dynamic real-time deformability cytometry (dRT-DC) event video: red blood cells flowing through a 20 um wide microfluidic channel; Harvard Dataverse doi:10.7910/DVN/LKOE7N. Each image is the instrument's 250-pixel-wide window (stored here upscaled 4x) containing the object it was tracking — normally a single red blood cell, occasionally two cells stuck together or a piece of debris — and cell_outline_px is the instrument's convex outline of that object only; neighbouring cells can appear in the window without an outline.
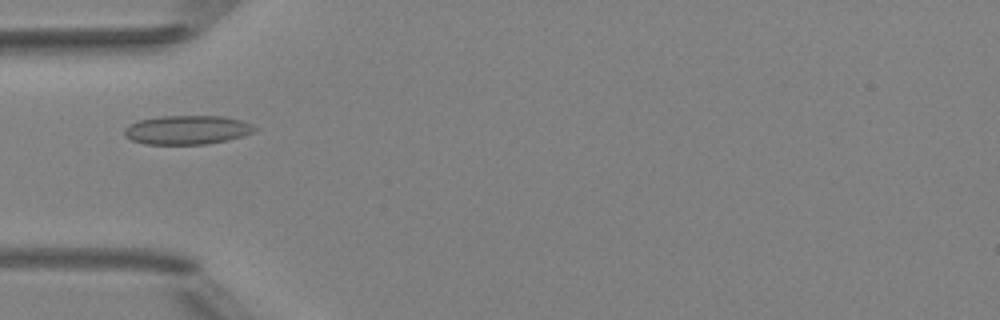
{"species": "Egyptian fruit bat (a non-hibernating species)", "species_latin": "Rousettus aegyptiacus", "temperature_condition": "room temperature", "stored_images_in_passage": 5, "camera_frame_rate_fps": 3000, "um_per_image_px": 0.085, "animal": {"sex": "female"}, "frame": {"image": 1, "passage_image": 5, "time_ms": 4.667, "image_size_px": [1000, 320], "cell_outline_px": [[260, 128], [256, 132], [244, 136], [228, 140], [204, 144], [144, 144], [132, 140], [124, 136], [124, 128], [140, 120], [160, 116], [220, 116], [240, 120], [252, 124]], "centroid_in_image_um": [15.96, 11.04], "position_along_channel_um": 69.0, "area_um2": 22.08}}